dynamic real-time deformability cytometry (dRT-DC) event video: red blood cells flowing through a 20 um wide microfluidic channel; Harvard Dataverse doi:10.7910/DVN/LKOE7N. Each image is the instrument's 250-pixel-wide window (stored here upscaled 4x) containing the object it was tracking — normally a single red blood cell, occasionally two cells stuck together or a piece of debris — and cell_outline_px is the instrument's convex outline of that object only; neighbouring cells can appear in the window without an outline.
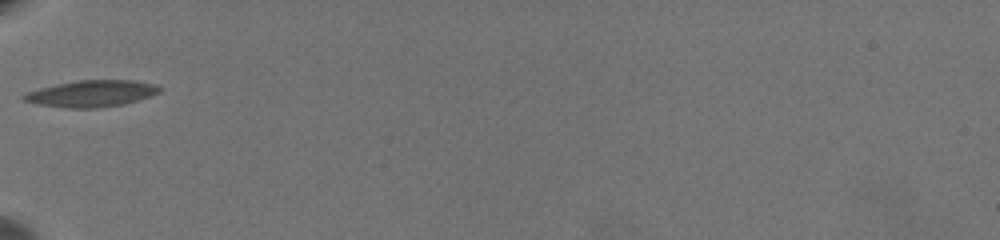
{"species": "common noctule bat (a hibernating species)", "species_latin": "Nyctalus noctula", "temperature_condition": "warm", "stored_images_in_passage": 39, "camera_frame_rate_fps": 3000, "um_per_image_px": 0.085, "animal": {"sex": "female", "body_mass_g": 19.5, "forearm_length_mm": 54.1}, "frame": {"image": 1, "passage_image": 1, "time_ms": 0.0, "image_size_px": [1000, 240], "cell_outline_px": [[160, 92], [136, 100], [120, 104], [96, 108], [68, 108], [40, 104], [24, 100], [20, 96], [28, 92], [40, 88], [56, 84], [76, 80], [132, 80], [156, 84], [160, 88]], "centroid_in_image_um": [7.76, 7.94], "position_along_channel_um": 77.2, "area_um2": 20.63}}
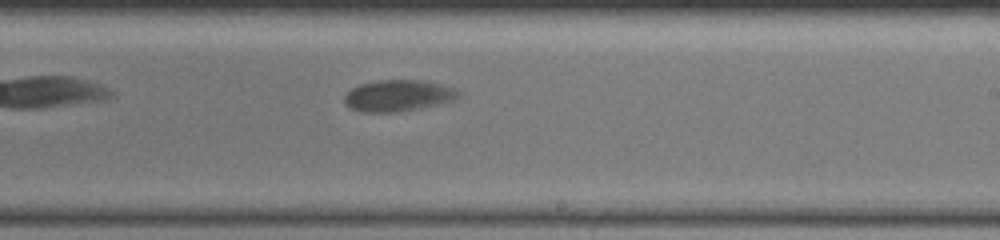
{"frame": {"image": 2, "passage_image": 17, "time_ms": 5.333, "image_size_px": [1000, 240], "cell_outline_px": [[460, 92], [452, 100], [392, 112], [364, 112], [352, 108], [344, 104], [344, 96], [352, 88], [360, 84], [376, 80], [428, 80], [456, 88]], "centroid_in_image_um": [33.79, 8.09], "position_along_channel_um": 255.2, "area_um2": 20.4}}
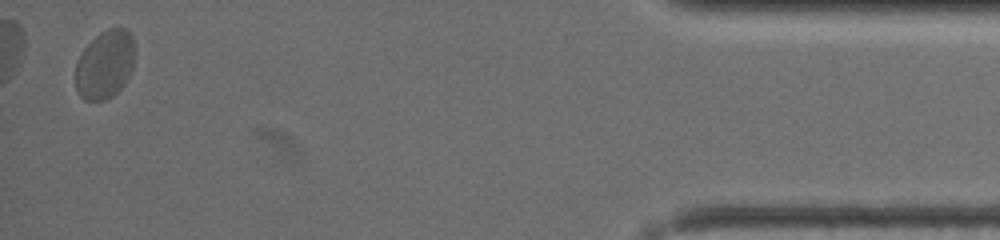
{"frame": {"image": 3, "passage_image": 38, "time_ms": 12.333, "image_size_px": [1000, 240], "cell_outline_px": [[132, 68], [124, 84], [112, 96], [104, 100], [84, 100], [80, 96], [76, 88], [76, 60], [84, 48], [100, 32], [108, 28], [124, 28], [132, 36]], "centroid_in_image_um": [8.88, 5.49], "position_along_channel_um": 426.3, "area_um2": 23.24}, "authors_computed_cell_mechanics": {"area_um2": 21.1548, "velocity_mm_per_s": 3.3739, "shape_relaxation_time_tau1_ms": 7.1487, "shape_relaxation_time_tau2_ms": null, "deformation_change_tau1": 0.1689, "deformation_change_tau2": null}}